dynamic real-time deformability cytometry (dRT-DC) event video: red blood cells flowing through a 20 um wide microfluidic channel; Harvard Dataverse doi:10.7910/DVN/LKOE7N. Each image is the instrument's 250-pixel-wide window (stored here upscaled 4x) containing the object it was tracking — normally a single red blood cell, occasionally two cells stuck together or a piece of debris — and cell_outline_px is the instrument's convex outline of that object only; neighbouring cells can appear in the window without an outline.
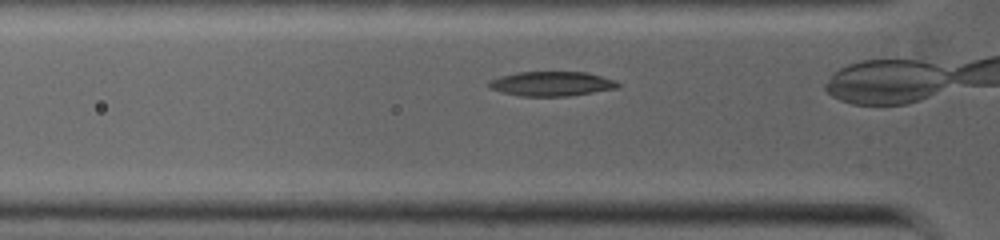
{"species": "common noctule bat (a hibernating species)", "species_latin": "Nyctalus noctula", "temperature_condition": "warm", "stored_images_in_passage": 7, "camera_frame_rate_fps": 5000, "um_per_image_px": 0.085, "animal": {"sex": "female", "body_mass_g": 19.0, "forearm_length_mm": 53.3}, "frame": {"image": 1, "passage_image": 4, "time_ms": 0.8, "image_size_px": [1000, 240], "cell_outline_px": [[620, 84], [616, 88], [568, 96], [520, 96], [500, 92], [492, 88], [488, 84], [488, 80], [500, 76], [520, 72], [584, 72], [616, 80]], "centroid_in_image_um": [46.85, 7.12], "position_along_channel_um": 78.9, "area_um2": 18.26}}